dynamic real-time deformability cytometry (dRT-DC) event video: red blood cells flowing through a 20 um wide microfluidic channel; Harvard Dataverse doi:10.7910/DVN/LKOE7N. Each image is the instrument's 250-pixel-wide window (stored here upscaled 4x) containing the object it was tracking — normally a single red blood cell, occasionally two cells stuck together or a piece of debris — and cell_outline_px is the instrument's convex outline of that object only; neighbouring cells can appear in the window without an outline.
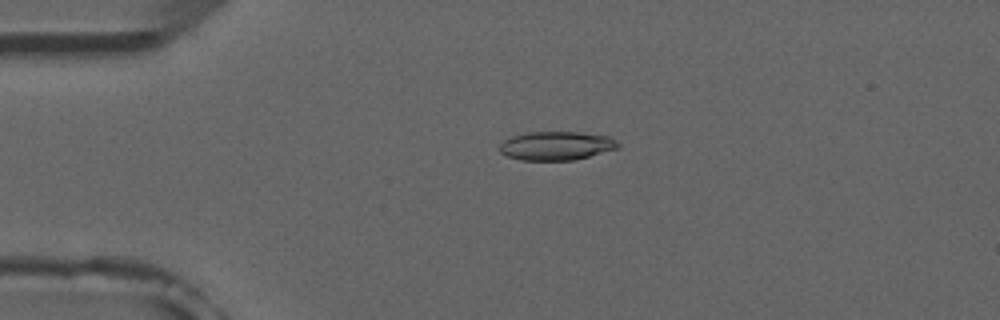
{"species": "common noctule bat (a hibernating species)", "species_latin": "Nyctalus noctula", "temperature_condition": "room temperature", "stored_images_in_passage": 4, "camera_frame_rate_fps": 3000, "um_per_image_px": 0.085, "animal": {"sex": "male", "forearm_length_mm": 52.5}, "frame": {"image": 1, "passage_image": 3, "time_ms": 2.333, "image_size_px": [1000, 320], "cell_outline_px": [[620, 144], [616, 148], [588, 156], [572, 160], [520, 160], [508, 156], [500, 152], [500, 144], [504, 140], [512, 136], [528, 132], [580, 132], [608, 136], [616, 140]], "centroid_in_image_um": [47.26, 12.38], "position_along_channel_um": 37.7, "area_um2": 19.59}}